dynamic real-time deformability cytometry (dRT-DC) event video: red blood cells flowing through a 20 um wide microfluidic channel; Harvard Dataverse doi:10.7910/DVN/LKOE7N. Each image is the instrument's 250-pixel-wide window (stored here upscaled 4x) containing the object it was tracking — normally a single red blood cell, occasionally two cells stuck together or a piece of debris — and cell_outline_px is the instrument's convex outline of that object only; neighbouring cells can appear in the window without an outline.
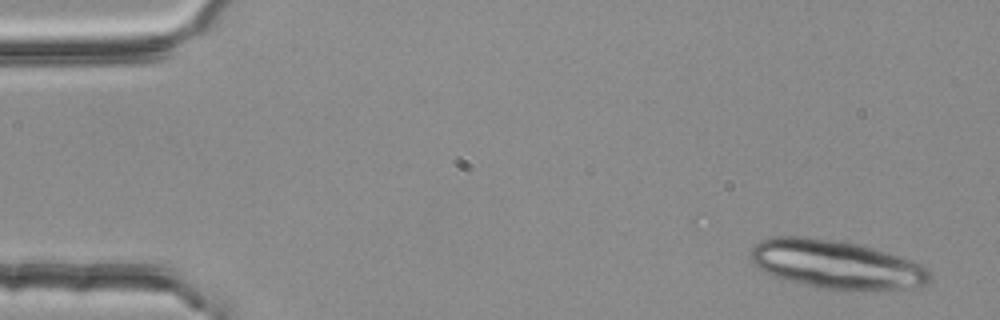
{"species": "common noctule bat (a hibernating species)", "species_latin": "Nyctalus noctula", "temperature_condition": "room temperature", "stored_images_in_passage": 6, "segment_of_instrument_passage": [1, 2], "camera_frame_rate_fps": 3000, "um_per_image_px": 0.085, "animal": {"sex": "female", "body_mass_g": 25.1}, "frame": {"image": 1, "passage_image": 1, "time_ms": 0.0, "image_size_px": [1000, 320], "cell_outline_px": [[928, 284], [920, 288], [820, 288], [804, 284], [776, 276], [760, 268], [748, 256], [748, 252], [756, 244], [764, 240], [780, 236], [804, 236], [856, 244], [872, 248], [912, 260], [928, 268]], "centroid_in_image_um": [71.08, 22.45], "position_along_channel_um": 13.9, "area_um2": 49.19}}